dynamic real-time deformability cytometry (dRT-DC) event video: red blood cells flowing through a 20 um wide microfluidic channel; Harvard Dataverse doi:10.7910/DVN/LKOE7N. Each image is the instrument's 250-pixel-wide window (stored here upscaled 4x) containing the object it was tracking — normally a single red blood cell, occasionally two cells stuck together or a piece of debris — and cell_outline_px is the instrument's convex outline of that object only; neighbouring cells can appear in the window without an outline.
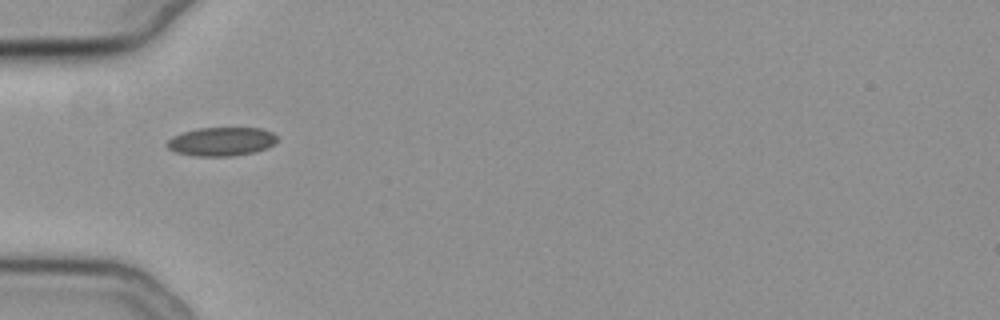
{"species": "common noctule bat (a hibernating species)", "species_latin": "Nyctalus noctula", "temperature_condition": "cold", "stored_images_in_passage": 32, "camera_frame_rate_fps": 3000, "um_per_image_px": 0.085, "animal": {"sex": "female", "body_mass_g": 19.3, "forearm_length_mm": 54.1}, "frame": {"image": 1, "passage_image": 1, "time_ms": 0.0, "image_size_px": [1000, 320], "cell_outline_px": [[276, 140], [268, 148], [252, 152], [232, 156], [196, 156], [176, 152], [168, 148], [164, 144], [172, 136], [196, 128], [264, 128], [272, 132], [276, 136]], "centroid_in_image_um": [18.79, 12.02], "position_along_channel_um": 66.2, "area_um2": 18.38}}
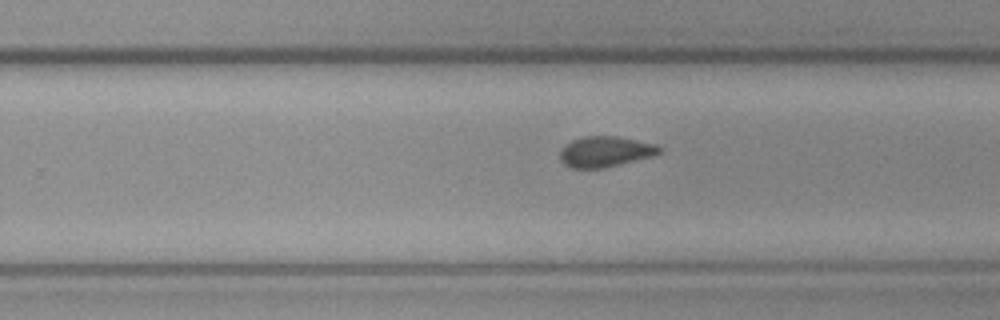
{"frame": {"image": 2, "passage_image": 18, "time_ms": 5.667, "image_size_px": [1000, 320], "cell_outline_px": [[664, 148], [660, 152], [652, 156], [604, 168], [572, 168], [564, 164], [560, 160], [560, 152], [564, 144], [572, 140], [584, 136], [616, 136], [656, 144]], "centroid_in_image_um": [51.44, 12.88], "position_along_channel_um": 278.4, "area_um2": 17.74}}
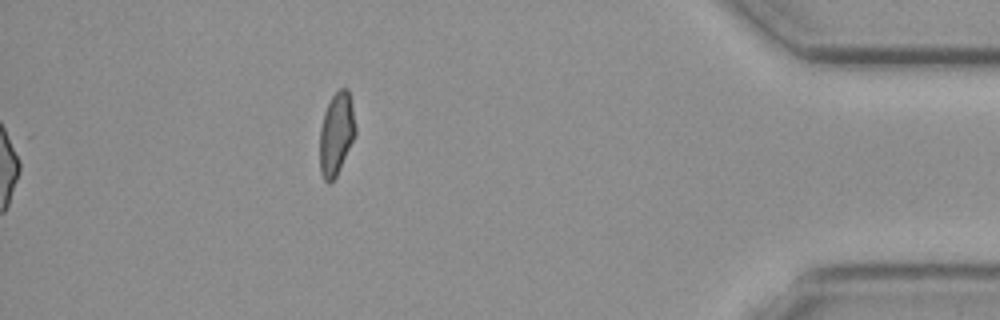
{"frame": {"image": 3, "passage_image": 32, "time_ms": 10.333, "image_size_px": [1000, 320], "cell_outline_px": [[356, 132], [340, 168], [336, 176], [328, 184], [324, 180], [320, 172], [320, 128], [324, 112], [332, 96], [340, 88], [348, 88], [352, 104], [356, 128]], "centroid_in_image_um": [28.58, 11.36], "position_along_channel_um": 406.6, "area_um2": 17.05}, "authors_computed_cell_mechanics": {"area_um2": 18.0336, "velocity_mm_per_s": 3.7734, "shape_relaxation_time_tau1_ms": null, "shape_relaxation_time_tau2_ms": 2.1513, "deformation_change_tau1": null, "deformation_change_tau2": 0.0606}}